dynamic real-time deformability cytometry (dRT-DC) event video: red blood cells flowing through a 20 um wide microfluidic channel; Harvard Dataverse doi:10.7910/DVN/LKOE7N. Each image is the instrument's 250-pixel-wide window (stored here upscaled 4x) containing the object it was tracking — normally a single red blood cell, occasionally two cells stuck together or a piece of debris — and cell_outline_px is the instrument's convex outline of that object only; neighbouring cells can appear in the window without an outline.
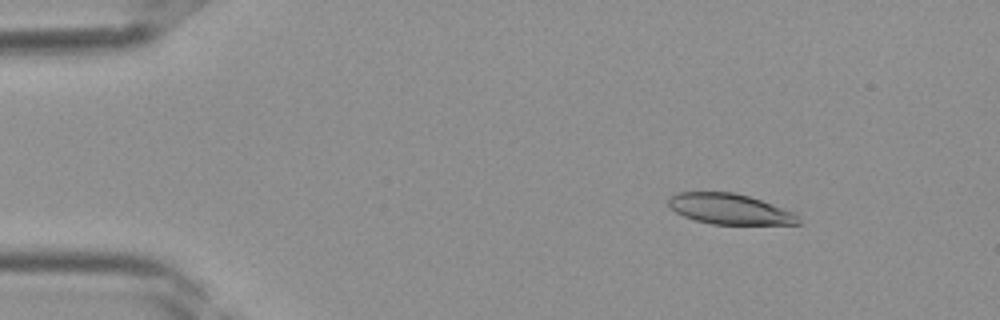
{"species": "Egyptian fruit bat (a non-hibernating species)", "species_latin": "Rousettus aegyptiacus", "temperature_condition": "room temperature", "stored_images_in_passage": 39, "camera_frame_rate_fps": 3000, "um_per_image_px": 0.085, "frame": {"image": 1, "passage_image": 5, "time_ms": 1.333, "image_size_px": [1000, 320], "cell_outline_px": [[800, 224], [712, 224], [696, 220], [684, 216], [676, 212], [668, 204], [668, 196], [676, 192], [736, 192], [796, 212], [800, 220]], "centroid_in_image_um": [62.02, 17.76], "position_along_channel_um": 23.0, "area_um2": 23.12}}
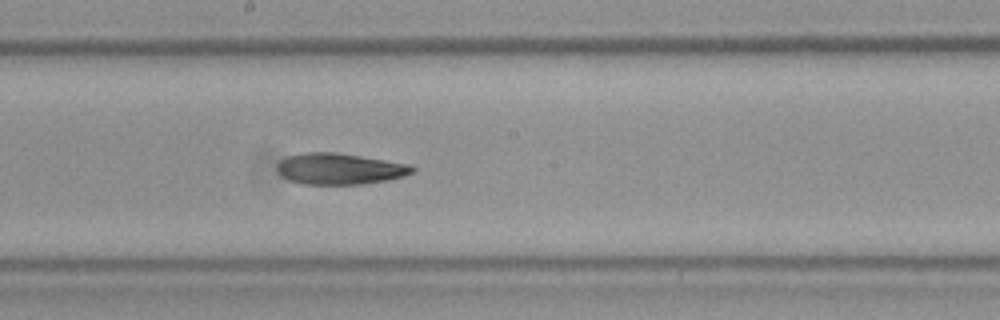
{"frame": {"image": 2, "passage_image": 21, "time_ms": 6.667, "image_size_px": [1000, 320], "cell_outline_px": [[416, 168], [412, 172], [404, 176], [388, 180], [360, 184], [304, 184], [288, 180], [280, 176], [276, 168], [276, 164], [284, 156], [308, 152], [336, 152], [412, 164]], "centroid_in_image_um": [28.84, 14.34], "position_along_channel_um": 219.4, "area_um2": 24.85}}
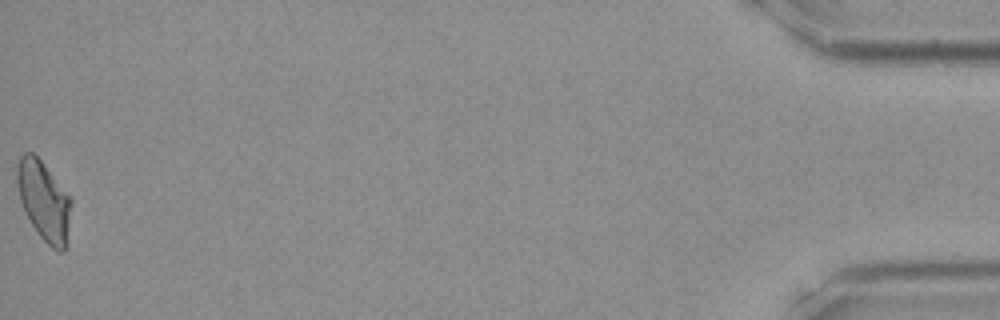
{"frame": {"image": 3, "passage_image": 39, "time_ms": 12.667, "image_size_px": [1000, 320], "cell_outline_px": [[72, 200], [68, 244], [64, 252], [56, 252], [36, 232], [24, 212], [20, 200], [16, 180], [16, 164], [20, 156], [24, 152], [32, 152], [44, 164], [72, 196]], "centroid_in_image_um": [3.76, 17.1], "position_along_channel_um": 431.4, "area_um2": 25.84}}